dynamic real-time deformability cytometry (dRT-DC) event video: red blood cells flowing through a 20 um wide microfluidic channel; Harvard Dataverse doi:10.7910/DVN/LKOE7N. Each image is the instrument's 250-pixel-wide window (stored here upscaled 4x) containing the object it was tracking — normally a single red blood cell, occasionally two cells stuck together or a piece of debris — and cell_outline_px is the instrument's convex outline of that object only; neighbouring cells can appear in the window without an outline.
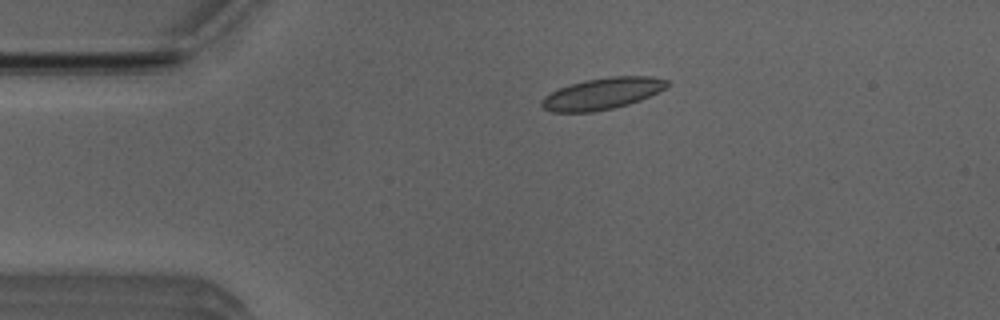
{"species": "Egyptian fruit bat (a non-hibernating species)", "species_latin": "Rousettus aegyptiacus", "temperature_condition": "room temperature", "stored_images_in_passage": 51, "camera_frame_rate_fps": 3000, "um_per_image_px": 0.085, "animal": {"sex": "male"}, "frame": {"image": 1, "passage_image": 10, "time_ms": 3.0, "image_size_px": [1000, 320], "cell_outline_px": [[672, 84], [640, 100], [628, 104], [612, 108], [592, 112], [552, 112], [544, 108], [540, 104], [540, 100], [544, 96], [568, 84], [584, 80], [608, 76], [652, 76], [668, 80]], "centroid_in_image_um": [51.18, 7.94], "position_along_channel_um": 33.8, "area_um2": 23.06}}
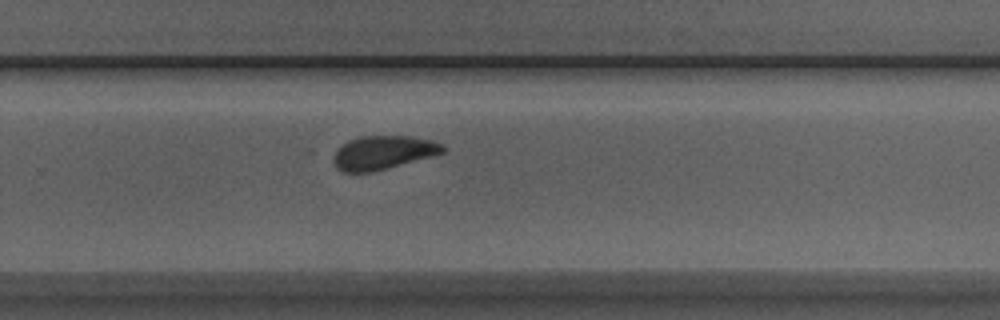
{"frame": {"image": 2, "passage_image": 33, "time_ms": 10.667, "image_size_px": [1000, 320], "cell_outline_px": [[444, 152], [436, 156], [372, 172], [344, 172], [336, 168], [332, 160], [332, 156], [336, 148], [348, 140], [360, 136], [408, 136], [432, 140], [444, 144]], "centroid_in_image_um": [32.55, 12.97], "position_along_channel_um": 297.2, "area_um2": 21.85}}
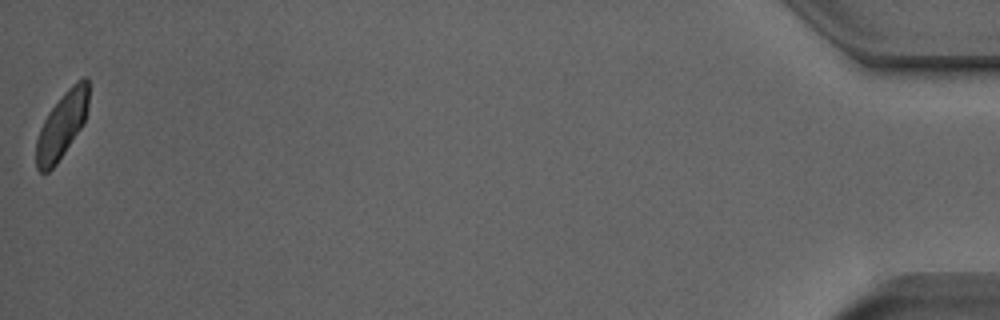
{"frame": {"image": 3, "passage_image": 51, "time_ms": 16.667, "image_size_px": [1000, 320], "cell_outline_px": [[88, 108], [84, 124], [56, 164], [48, 172], [40, 172], [36, 168], [36, 140], [40, 128], [48, 112], [64, 92], [76, 80], [84, 76], [88, 76]], "centroid_in_image_um": [5.27, 10.62], "position_along_channel_um": 429.9, "area_um2": 20.29}, "authors_computed_cell_mechanics": {"area_um2": 22.1374, "velocity_mm_per_s": 3.9446, "shape_relaxation_time_tau1_ms": 5.4145, "shape_relaxation_time_tau2_ms": 1.0866, "deformation_change_tau1": 0.1308, "deformation_change_tau2": 0.0634}}